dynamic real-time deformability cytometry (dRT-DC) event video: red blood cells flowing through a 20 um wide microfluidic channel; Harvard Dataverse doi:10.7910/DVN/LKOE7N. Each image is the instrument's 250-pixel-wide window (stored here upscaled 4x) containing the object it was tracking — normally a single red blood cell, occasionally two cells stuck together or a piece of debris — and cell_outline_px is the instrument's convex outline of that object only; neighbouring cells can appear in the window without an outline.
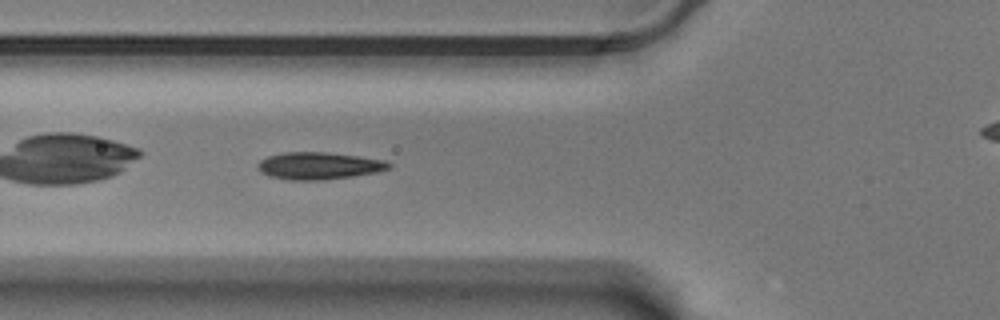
{"species": "Egyptian fruit bat (a non-hibernating species)", "species_latin": "Rousettus aegyptiacus", "temperature_condition": "warm", "stored_images_in_passage": 42, "camera_frame_rate_fps": 3000, "um_per_image_px": 0.085, "animal": {"sex": "male"}, "frame": {"image": 1, "passage_image": 9, "time_ms": 2.667, "image_size_px": [1000, 320], "cell_outline_px": [[392, 164], [388, 168], [376, 172], [352, 176], [320, 180], [292, 180], [268, 176], [260, 172], [256, 164], [260, 160], [268, 156], [284, 152], [324, 152], [356, 156], [384, 160]], "centroid_in_image_um": [27.04, 14.09], "position_along_channel_um": 98.8, "area_um2": 20.58}}
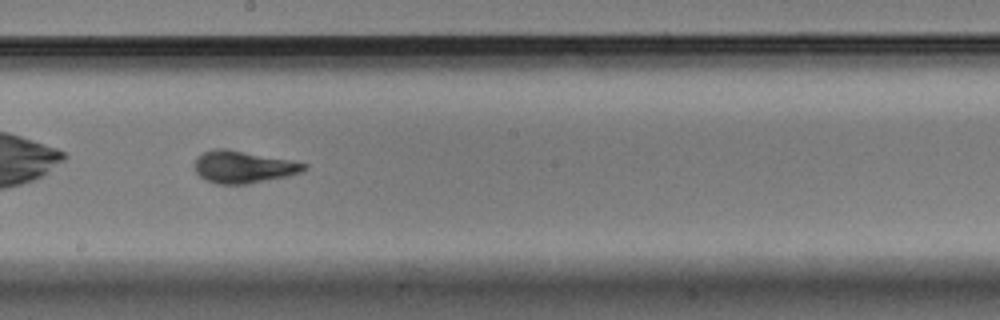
{"frame": {"image": 2, "passage_image": 20, "time_ms": 6.333, "image_size_px": [1000, 320], "cell_outline_px": [[308, 168], [300, 172], [288, 176], [248, 184], [216, 184], [204, 180], [196, 172], [196, 160], [204, 152], [216, 148], [224, 148], [288, 160], [308, 164]], "centroid_in_image_um": [20.68, 14.21], "position_along_channel_um": 227.5, "area_um2": 20.23}}
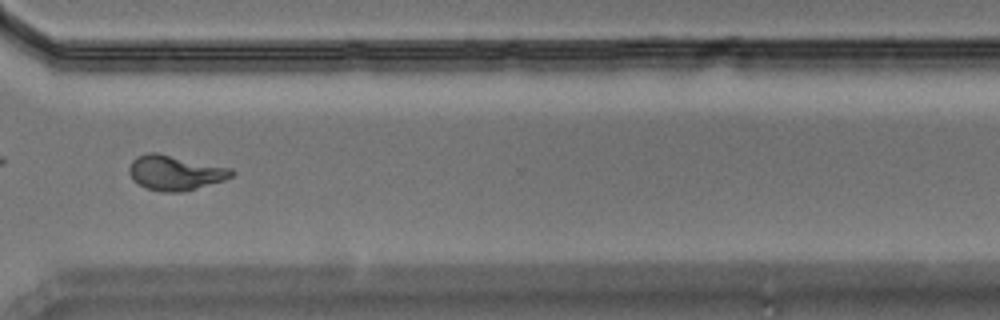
{"frame": {"image": 3, "passage_image": 31, "time_ms": 10.0, "image_size_px": [1000, 320], "cell_outline_px": [[236, 172], [232, 176], [224, 180], [196, 188], [180, 192], [160, 192], [148, 188], [132, 180], [128, 172], [128, 168], [132, 160], [136, 156], [148, 152], [156, 152], [232, 168]], "centroid_in_image_um": [14.87, 14.67], "position_along_channel_um": 355.7, "area_um2": 20.87}}